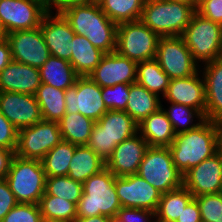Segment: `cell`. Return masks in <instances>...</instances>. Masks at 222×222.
<instances>
[{
  "label": "cell",
  "mask_w": 222,
  "mask_h": 222,
  "mask_svg": "<svg viewBox=\"0 0 222 222\" xmlns=\"http://www.w3.org/2000/svg\"><path fill=\"white\" fill-rule=\"evenodd\" d=\"M55 9L69 22L75 34L85 36L105 54L115 51L117 24L108 18L99 4L91 1L69 2Z\"/></svg>",
  "instance_id": "obj_1"
},
{
  "label": "cell",
  "mask_w": 222,
  "mask_h": 222,
  "mask_svg": "<svg viewBox=\"0 0 222 222\" xmlns=\"http://www.w3.org/2000/svg\"><path fill=\"white\" fill-rule=\"evenodd\" d=\"M168 148L177 170L184 175L217 153L216 122L204 119L195 129L177 133Z\"/></svg>",
  "instance_id": "obj_2"
},
{
  "label": "cell",
  "mask_w": 222,
  "mask_h": 222,
  "mask_svg": "<svg viewBox=\"0 0 222 222\" xmlns=\"http://www.w3.org/2000/svg\"><path fill=\"white\" fill-rule=\"evenodd\" d=\"M115 175L106 167L83 183V193L77 202V217L95 215L112 217L122 208L115 189Z\"/></svg>",
  "instance_id": "obj_3"
},
{
  "label": "cell",
  "mask_w": 222,
  "mask_h": 222,
  "mask_svg": "<svg viewBox=\"0 0 222 222\" xmlns=\"http://www.w3.org/2000/svg\"><path fill=\"white\" fill-rule=\"evenodd\" d=\"M195 12L182 2L146 0L140 20L160 37L181 36Z\"/></svg>",
  "instance_id": "obj_4"
},
{
  "label": "cell",
  "mask_w": 222,
  "mask_h": 222,
  "mask_svg": "<svg viewBox=\"0 0 222 222\" xmlns=\"http://www.w3.org/2000/svg\"><path fill=\"white\" fill-rule=\"evenodd\" d=\"M138 133V124L125 111L108 110L93 126L86 144L106 163L114 148Z\"/></svg>",
  "instance_id": "obj_5"
},
{
  "label": "cell",
  "mask_w": 222,
  "mask_h": 222,
  "mask_svg": "<svg viewBox=\"0 0 222 222\" xmlns=\"http://www.w3.org/2000/svg\"><path fill=\"white\" fill-rule=\"evenodd\" d=\"M5 179L18 203L39 204L45 193L46 175L40 160L15 155Z\"/></svg>",
  "instance_id": "obj_6"
},
{
  "label": "cell",
  "mask_w": 222,
  "mask_h": 222,
  "mask_svg": "<svg viewBox=\"0 0 222 222\" xmlns=\"http://www.w3.org/2000/svg\"><path fill=\"white\" fill-rule=\"evenodd\" d=\"M194 61L206 64L222 57V25L195 12L181 35Z\"/></svg>",
  "instance_id": "obj_7"
},
{
  "label": "cell",
  "mask_w": 222,
  "mask_h": 222,
  "mask_svg": "<svg viewBox=\"0 0 222 222\" xmlns=\"http://www.w3.org/2000/svg\"><path fill=\"white\" fill-rule=\"evenodd\" d=\"M137 174L162 194L183 185V175L173 163L168 147L149 146Z\"/></svg>",
  "instance_id": "obj_8"
},
{
  "label": "cell",
  "mask_w": 222,
  "mask_h": 222,
  "mask_svg": "<svg viewBox=\"0 0 222 222\" xmlns=\"http://www.w3.org/2000/svg\"><path fill=\"white\" fill-rule=\"evenodd\" d=\"M160 36L141 20L117 25L116 49L122 56L137 63L156 57Z\"/></svg>",
  "instance_id": "obj_9"
},
{
  "label": "cell",
  "mask_w": 222,
  "mask_h": 222,
  "mask_svg": "<svg viewBox=\"0 0 222 222\" xmlns=\"http://www.w3.org/2000/svg\"><path fill=\"white\" fill-rule=\"evenodd\" d=\"M61 141L62 135L58 122L41 120L33 126L18 130L15 154L21 158L41 161Z\"/></svg>",
  "instance_id": "obj_10"
},
{
  "label": "cell",
  "mask_w": 222,
  "mask_h": 222,
  "mask_svg": "<svg viewBox=\"0 0 222 222\" xmlns=\"http://www.w3.org/2000/svg\"><path fill=\"white\" fill-rule=\"evenodd\" d=\"M155 59L170 80L190 77L202 67L181 36L160 37Z\"/></svg>",
  "instance_id": "obj_11"
},
{
  "label": "cell",
  "mask_w": 222,
  "mask_h": 222,
  "mask_svg": "<svg viewBox=\"0 0 222 222\" xmlns=\"http://www.w3.org/2000/svg\"><path fill=\"white\" fill-rule=\"evenodd\" d=\"M50 9L42 0H0V22L7 34L34 29Z\"/></svg>",
  "instance_id": "obj_12"
},
{
  "label": "cell",
  "mask_w": 222,
  "mask_h": 222,
  "mask_svg": "<svg viewBox=\"0 0 222 222\" xmlns=\"http://www.w3.org/2000/svg\"><path fill=\"white\" fill-rule=\"evenodd\" d=\"M66 113H80L98 121L108 109L103 101L101 87L89 77H78L75 84L65 90Z\"/></svg>",
  "instance_id": "obj_13"
},
{
  "label": "cell",
  "mask_w": 222,
  "mask_h": 222,
  "mask_svg": "<svg viewBox=\"0 0 222 222\" xmlns=\"http://www.w3.org/2000/svg\"><path fill=\"white\" fill-rule=\"evenodd\" d=\"M12 60L40 68L51 56L40 27L8 33Z\"/></svg>",
  "instance_id": "obj_14"
},
{
  "label": "cell",
  "mask_w": 222,
  "mask_h": 222,
  "mask_svg": "<svg viewBox=\"0 0 222 222\" xmlns=\"http://www.w3.org/2000/svg\"><path fill=\"white\" fill-rule=\"evenodd\" d=\"M115 189L122 207L156 212L162 193L138 174L115 177Z\"/></svg>",
  "instance_id": "obj_15"
},
{
  "label": "cell",
  "mask_w": 222,
  "mask_h": 222,
  "mask_svg": "<svg viewBox=\"0 0 222 222\" xmlns=\"http://www.w3.org/2000/svg\"><path fill=\"white\" fill-rule=\"evenodd\" d=\"M183 185L194 197L222 193V157L216 153L188 170Z\"/></svg>",
  "instance_id": "obj_16"
},
{
  "label": "cell",
  "mask_w": 222,
  "mask_h": 222,
  "mask_svg": "<svg viewBox=\"0 0 222 222\" xmlns=\"http://www.w3.org/2000/svg\"><path fill=\"white\" fill-rule=\"evenodd\" d=\"M137 62L122 56L116 51L106 53L98 66L89 75L95 83L102 87H111L116 84H132L137 78Z\"/></svg>",
  "instance_id": "obj_17"
},
{
  "label": "cell",
  "mask_w": 222,
  "mask_h": 222,
  "mask_svg": "<svg viewBox=\"0 0 222 222\" xmlns=\"http://www.w3.org/2000/svg\"><path fill=\"white\" fill-rule=\"evenodd\" d=\"M52 10L53 8L44 15L40 29L51 56L70 62L71 40L75 36V32L57 9H55L56 13H53Z\"/></svg>",
  "instance_id": "obj_18"
},
{
  "label": "cell",
  "mask_w": 222,
  "mask_h": 222,
  "mask_svg": "<svg viewBox=\"0 0 222 222\" xmlns=\"http://www.w3.org/2000/svg\"><path fill=\"white\" fill-rule=\"evenodd\" d=\"M0 112L17 130L43 120L35 95L0 92Z\"/></svg>",
  "instance_id": "obj_19"
},
{
  "label": "cell",
  "mask_w": 222,
  "mask_h": 222,
  "mask_svg": "<svg viewBox=\"0 0 222 222\" xmlns=\"http://www.w3.org/2000/svg\"><path fill=\"white\" fill-rule=\"evenodd\" d=\"M148 147L146 140L137 133L114 148L105 167L116 177L137 174Z\"/></svg>",
  "instance_id": "obj_20"
},
{
  "label": "cell",
  "mask_w": 222,
  "mask_h": 222,
  "mask_svg": "<svg viewBox=\"0 0 222 222\" xmlns=\"http://www.w3.org/2000/svg\"><path fill=\"white\" fill-rule=\"evenodd\" d=\"M169 81L163 98L172 103L197 109L206 119V97L204 79L198 74Z\"/></svg>",
  "instance_id": "obj_21"
},
{
  "label": "cell",
  "mask_w": 222,
  "mask_h": 222,
  "mask_svg": "<svg viewBox=\"0 0 222 222\" xmlns=\"http://www.w3.org/2000/svg\"><path fill=\"white\" fill-rule=\"evenodd\" d=\"M41 85L39 68L11 61L0 72V92L35 95Z\"/></svg>",
  "instance_id": "obj_22"
},
{
  "label": "cell",
  "mask_w": 222,
  "mask_h": 222,
  "mask_svg": "<svg viewBox=\"0 0 222 222\" xmlns=\"http://www.w3.org/2000/svg\"><path fill=\"white\" fill-rule=\"evenodd\" d=\"M206 119L222 121V57L204 65Z\"/></svg>",
  "instance_id": "obj_23"
},
{
  "label": "cell",
  "mask_w": 222,
  "mask_h": 222,
  "mask_svg": "<svg viewBox=\"0 0 222 222\" xmlns=\"http://www.w3.org/2000/svg\"><path fill=\"white\" fill-rule=\"evenodd\" d=\"M138 133L149 146L169 147L176 133L166 113L160 108L138 124Z\"/></svg>",
  "instance_id": "obj_24"
},
{
  "label": "cell",
  "mask_w": 222,
  "mask_h": 222,
  "mask_svg": "<svg viewBox=\"0 0 222 222\" xmlns=\"http://www.w3.org/2000/svg\"><path fill=\"white\" fill-rule=\"evenodd\" d=\"M70 64L79 77H89L105 54L85 37L75 34L71 40Z\"/></svg>",
  "instance_id": "obj_25"
},
{
  "label": "cell",
  "mask_w": 222,
  "mask_h": 222,
  "mask_svg": "<svg viewBox=\"0 0 222 222\" xmlns=\"http://www.w3.org/2000/svg\"><path fill=\"white\" fill-rule=\"evenodd\" d=\"M161 105L160 96L149 92L137 82L130 84L125 112L137 124L152 113L157 112L161 108Z\"/></svg>",
  "instance_id": "obj_26"
},
{
  "label": "cell",
  "mask_w": 222,
  "mask_h": 222,
  "mask_svg": "<svg viewBox=\"0 0 222 222\" xmlns=\"http://www.w3.org/2000/svg\"><path fill=\"white\" fill-rule=\"evenodd\" d=\"M105 168V162L86 145L75 147L71 159L68 176L75 181L84 183L90 176L99 173Z\"/></svg>",
  "instance_id": "obj_27"
},
{
  "label": "cell",
  "mask_w": 222,
  "mask_h": 222,
  "mask_svg": "<svg viewBox=\"0 0 222 222\" xmlns=\"http://www.w3.org/2000/svg\"><path fill=\"white\" fill-rule=\"evenodd\" d=\"M41 83L66 90L75 84L79 77L69 61L50 56L39 68Z\"/></svg>",
  "instance_id": "obj_28"
},
{
  "label": "cell",
  "mask_w": 222,
  "mask_h": 222,
  "mask_svg": "<svg viewBox=\"0 0 222 222\" xmlns=\"http://www.w3.org/2000/svg\"><path fill=\"white\" fill-rule=\"evenodd\" d=\"M193 198L192 193L184 185L163 193L155 212L156 222H175Z\"/></svg>",
  "instance_id": "obj_29"
},
{
  "label": "cell",
  "mask_w": 222,
  "mask_h": 222,
  "mask_svg": "<svg viewBox=\"0 0 222 222\" xmlns=\"http://www.w3.org/2000/svg\"><path fill=\"white\" fill-rule=\"evenodd\" d=\"M43 120L59 122L66 114L65 90L41 83L35 94Z\"/></svg>",
  "instance_id": "obj_30"
},
{
  "label": "cell",
  "mask_w": 222,
  "mask_h": 222,
  "mask_svg": "<svg viewBox=\"0 0 222 222\" xmlns=\"http://www.w3.org/2000/svg\"><path fill=\"white\" fill-rule=\"evenodd\" d=\"M58 124L62 140L79 146L87 144L95 121L80 113H66Z\"/></svg>",
  "instance_id": "obj_31"
},
{
  "label": "cell",
  "mask_w": 222,
  "mask_h": 222,
  "mask_svg": "<svg viewBox=\"0 0 222 222\" xmlns=\"http://www.w3.org/2000/svg\"><path fill=\"white\" fill-rule=\"evenodd\" d=\"M169 77L154 58L137 64L136 82L156 95H165L169 85Z\"/></svg>",
  "instance_id": "obj_32"
},
{
  "label": "cell",
  "mask_w": 222,
  "mask_h": 222,
  "mask_svg": "<svg viewBox=\"0 0 222 222\" xmlns=\"http://www.w3.org/2000/svg\"><path fill=\"white\" fill-rule=\"evenodd\" d=\"M76 146L62 140L44 156L41 162L46 177L68 176L69 165Z\"/></svg>",
  "instance_id": "obj_33"
},
{
  "label": "cell",
  "mask_w": 222,
  "mask_h": 222,
  "mask_svg": "<svg viewBox=\"0 0 222 222\" xmlns=\"http://www.w3.org/2000/svg\"><path fill=\"white\" fill-rule=\"evenodd\" d=\"M146 0H102L101 10L117 25L141 19Z\"/></svg>",
  "instance_id": "obj_34"
},
{
  "label": "cell",
  "mask_w": 222,
  "mask_h": 222,
  "mask_svg": "<svg viewBox=\"0 0 222 222\" xmlns=\"http://www.w3.org/2000/svg\"><path fill=\"white\" fill-rule=\"evenodd\" d=\"M39 207L43 220H63L72 222L77 217L76 204L46 192L40 199Z\"/></svg>",
  "instance_id": "obj_35"
},
{
  "label": "cell",
  "mask_w": 222,
  "mask_h": 222,
  "mask_svg": "<svg viewBox=\"0 0 222 222\" xmlns=\"http://www.w3.org/2000/svg\"><path fill=\"white\" fill-rule=\"evenodd\" d=\"M169 103L171 105L168 109H164L163 105H161V108L166 113L176 134L195 129L205 119L195 108L178 103ZM194 117L197 118L195 122L198 121L196 124L193 123Z\"/></svg>",
  "instance_id": "obj_36"
},
{
  "label": "cell",
  "mask_w": 222,
  "mask_h": 222,
  "mask_svg": "<svg viewBox=\"0 0 222 222\" xmlns=\"http://www.w3.org/2000/svg\"><path fill=\"white\" fill-rule=\"evenodd\" d=\"M45 192L77 204L83 193V183L69 176L46 177Z\"/></svg>",
  "instance_id": "obj_37"
},
{
  "label": "cell",
  "mask_w": 222,
  "mask_h": 222,
  "mask_svg": "<svg viewBox=\"0 0 222 222\" xmlns=\"http://www.w3.org/2000/svg\"><path fill=\"white\" fill-rule=\"evenodd\" d=\"M203 222H222V193L194 197Z\"/></svg>",
  "instance_id": "obj_38"
},
{
  "label": "cell",
  "mask_w": 222,
  "mask_h": 222,
  "mask_svg": "<svg viewBox=\"0 0 222 222\" xmlns=\"http://www.w3.org/2000/svg\"><path fill=\"white\" fill-rule=\"evenodd\" d=\"M130 84H116L111 87H102V97L108 110L125 111L129 97Z\"/></svg>",
  "instance_id": "obj_39"
},
{
  "label": "cell",
  "mask_w": 222,
  "mask_h": 222,
  "mask_svg": "<svg viewBox=\"0 0 222 222\" xmlns=\"http://www.w3.org/2000/svg\"><path fill=\"white\" fill-rule=\"evenodd\" d=\"M2 222H43L39 204L18 203L3 218Z\"/></svg>",
  "instance_id": "obj_40"
},
{
  "label": "cell",
  "mask_w": 222,
  "mask_h": 222,
  "mask_svg": "<svg viewBox=\"0 0 222 222\" xmlns=\"http://www.w3.org/2000/svg\"><path fill=\"white\" fill-rule=\"evenodd\" d=\"M18 145V130L0 112V147L16 151Z\"/></svg>",
  "instance_id": "obj_41"
},
{
  "label": "cell",
  "mask_w": 222,
  "mask_h": 222,
  "mask_svg": "<svg viewBox=\"0 0 222 222\" xmlns=\"http://www.w3.org/2000/svg\"><path fill=\"white\" fill-rule=\"evenodd\" d=\"M117 215L122 222H156L155 212L144 208L122 207Z\"/></svg>",
  "instance_id": "obj_42"
},
{
  "label": "cell",
  "mask_w": 222,
  "mask_h": 222,
  "mask_svg": "<svg viewBox=\"0 0 222 222\" xmlns=\"http://www.w3.org/2000/svg\"><path fill=\"white\" fill-rule=\"evenodd\" d=\"M196 12L206 19L222 25V0H204Z\"/></svg>",
  "instance_id": "obj_43"
},
{
  "label": "cell",
  "mask_w": 222,
  "mask_h": 222,
  "mask_svg": "<svg viewBox=\"0 0 222 222\" xmlns=\"http://www.w3.org/2000/svg\"><path fill=\"white\" fill-rule=\"evenodd\" d=\"M18 204L6 179H0V222Z\"/></svg>",
  "instance_id": "obj_44"
},
{
  "label": "cell",
  "mask_w": 222,
  "mask_h": 222,
  "mask_svg": "<svg viewBox=\"0 0 222 222\" xmlns=\"http://www.w3.org/2000/svg\"><path fill=\"white\" fill-rule=\"evenodd\" d=\"M201 214L197 200L193 198L183 209L175 222H201Z\"/></svg>",
  "instance_id": "obj_45"
},
{
  "label": "cell",
  "mask_w": 222,
  "mask_h": 222,
  "mask_svg": "<svg viewBox=\"0 0 222 222\" xmlns=\"http://www.w3.org/2000/svg\"><path fill=\"white\" fill-rule=\"evenodd\" d=\"M14 150L0 147V179H5L15 156Z\"/></svg>",
  "instance_id": "obj_46"
},
{
  "label": "cell",
  "mask_w": 222,
  "mask_h": 222,
  "mask_svg": "<svg viewBox=\"0 0 222 222\" xmlns=\"http://www.w3.org/2000/svg\"><path fill=\"white\" fill-rule=\"evenodd\" d=\"M12 61L11 48L7 39L0 41V72Z\"/></svg>",
  "instance_id": "obj_47"
},
{
  "label": "cell",
  "mask_w": 222,
  "mask_h": 222,
  "mask_svg": "<svg viewBox=\"0 0 222 222\" xmlns=\"http://www.w3.org/2000/svg\"><path fill=\"white\" fill-rule=\"evenodd\" d=\"M110 217L105 215H95L86 218L76 217L72 222H109Z\"/></svg>",
  "instance_id": "obj_48"
},
{
  "label": "cell",
  "mask_w": 222,
  "mask_h": 222,
  "mask_svg": "<svg viewBox=\"0 0 222 222\" xmlns=\"http://www.w3.org/2000/svg\"><path fill=\"white\" fill-rule=\"evenodd\" d=\"M217 153L222 157V121L216 122Z\"/></svg>",
  "instance_id": "obj_49"
},
{
  "label": "cell",
  "mask_w": 222,
  "mask_h": 222,
  "mask_svg": "<svg viewBox=\"0 0 222 222\" xmlns=\"http://www.w3.org/2000/svg\"><path fill=\"white\" fill-rule=\"evenodd\" d=\"M81 1H91V0H54V9L63 3L81 2Z\"/></svg>",
  "instance_id": "obj_50"
},
{
  "label": "cell",
  "mask_w": 222,
  "mask_h": 222,
  "mask_svg": "<svg viewBox=\"0 0 222 222\" xmlns=\"http://www.w3.org/2000/svg\"><path fill=\"white\" fill-rule=\"evenodd\" d=\"M7 33L5 32L3 26L1 25L0 22V41L6 39Z\"/></svg>",
  "instance_id": "obj_51"
},
{
  "label": "cell",
  "mask_w": 222,
  "mask_h": 222,
  "mask_svg": "<svg viewBox=\"0 0 222 222\" xmlns=\"http://www.w3.org/2000/svg\"><path fill=\"white\" fill-rule=\"evenodd\" d=\"M109 222H122V220L120 219L118 215H113L112 217H110Z\"/></svg>",
  "instance_id": "obj_52"
},
{
  "label": "cell",
  "mask_w": 222,
  "mask_h": 222,
  "mask_svg": "<svg viewBox=\"0 0 222 222\" xmlns=\"http://www.w3.org/2000/svg\"><path fill=\"white\" fill-rule=\"evenodd\" d=\"M169 1L182 2V3L190 4L193 6V0H169Z\"/></svg>",
  "instance_id": "obj_53"
},
{
  "label": "cell",
  "mask_w": 222,
  "mask_h": 222,
  "mask_svg": "<svg viewBox=\"0 0 222 222\" xmlns=\"http://www.w3.org/2000/svg\"><path fill=\"white\" fill-rule=\"evenodd\" d=\"M50 8H54V0H42ZM53 6V7H52Z\"/></svg>",
  "instance_id": "obj_54"
},
{
  "label": "cell",
  "mask_w": 222,
  "mask_h": 222,
  "mask_svg": "<svg viewBox=\"0 0 222 222\" xmlns=\"http://www.w3.org/2000/svg\"><path fill=\"white\" fill-rule=\"evenodd\" d=\"M204 0H193V7L196 9L197 6L202 3Z\"/></svg>",
  "instance_id": "obj_55"
},
{
  "label": "cell",
  "mask_w": 222,
  "mask_h": 222,
  "mask_svg": "<svg viewBox=\"0 0 222 222\" xmlns=\"http://www.w3.org/2000/svg\"><path fill=\"white\" fill-rule=\"evenodd\" d=\"M43 222H69V221H63V220H43Z\"/></svg>",
  "instance_id": "obj_56"
},
{
  "label": "cell",
  "mask_w": 222,
  "mask_h": 222,
  "mask_svg": "<svg viewBox=\"0 0 222 222\" xmlns=\"http://www.w3.org/2000/svg\"><path fill=\"white\" fill-rule=\"evenodd\" d=\"M102 0H91V2L99 4Z\"/></svg>",
  "instance_id": "obj_57"
}]
</instances>
